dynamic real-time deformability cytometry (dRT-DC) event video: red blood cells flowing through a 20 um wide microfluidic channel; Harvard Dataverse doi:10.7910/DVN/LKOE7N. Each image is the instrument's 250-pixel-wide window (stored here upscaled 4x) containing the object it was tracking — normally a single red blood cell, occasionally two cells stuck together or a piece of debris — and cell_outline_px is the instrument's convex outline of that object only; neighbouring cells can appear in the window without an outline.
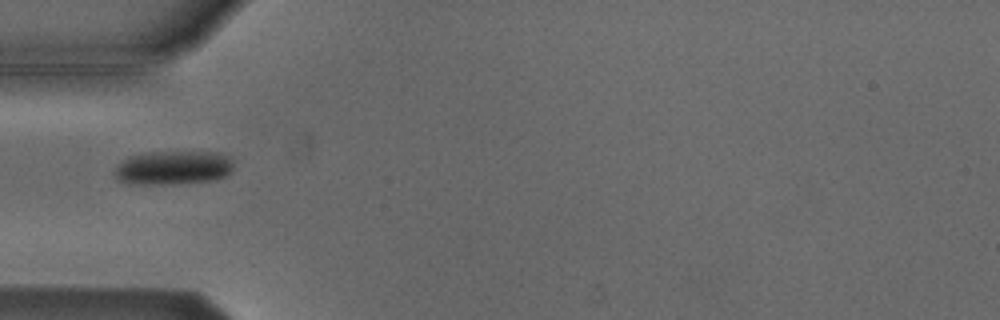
{"species": "Egyptian fruit bat (a non-hibernating species)", "species_latin": "Rousettus aegyptiacus", "temperature_condition": "cold", "stored_images_in_passage": 14, "camera_frame_rate_fps": 3000, "um_per_image_px": 0.085, "animal": {"sex": "male"}, "frame": {"image": 1, "passage_image": 4, "time_ms": 4.333, "image_size_px": [1000, 320], "cell_outline_px": [[232, 172], [216, 180], [176, 184], [132, 184], [116, 180], [112, 172], [120, 160], [128, 156], [148, 152], [220, 152], [232, 156]], "centroid_in_image_um": [14.7, 14.25], "position_along_channel_um": 70.3, "area_um2": 24.16}}
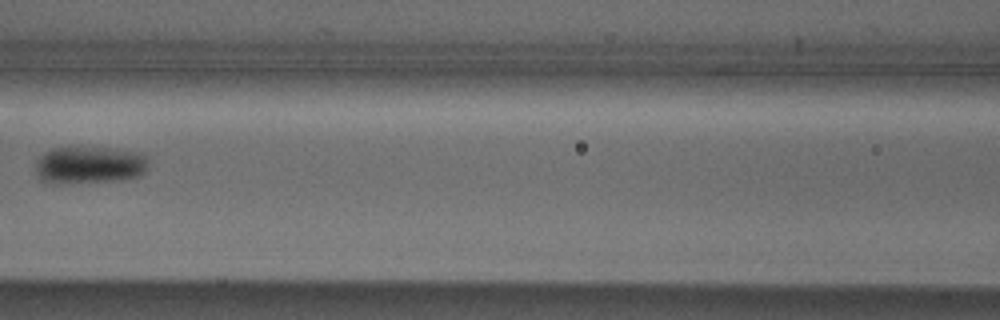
{"frame": {"image": 2, "passage_image": 6, "time_ms": 6.667, "image_size_px": [1000, 320], "cell_outline_px": [[148, 168], [140, 176], [124, 180], [64, 184], [56, 184], [40, 180], [36, 172], [36, 160], [44, 152], [52, 148], [68, 144], [72, 144], [112, 148], [140, 152], [148, 156]], "centroid_in_image_um": [7.59, 13.99], "position_along_channel_um": 159.0, "area_um2": 26.01}}
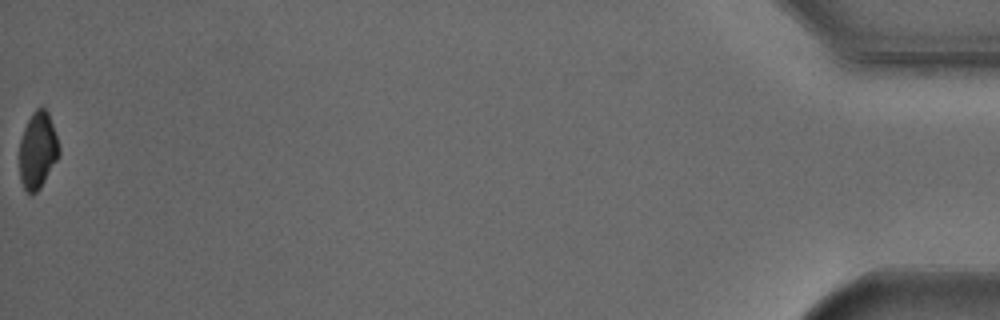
{"frame": {"image": 3, "passage_image": 14, "time_ms": 16.667, "image_size_px": [1000, 320], "cell_outline_px": [[60, 152], [56, 160], [40, 188], [36, 192], [28, 192], [24, 188], [20, 180], [20, 140], [24, 128], [32, 112], [36, 108], [44, 108], [48, 112], [60, 148]], "centroid_in_image_um": [3.19, 12.76], "position_along_channel_um": 432.0, "area_um2": 17.34}}